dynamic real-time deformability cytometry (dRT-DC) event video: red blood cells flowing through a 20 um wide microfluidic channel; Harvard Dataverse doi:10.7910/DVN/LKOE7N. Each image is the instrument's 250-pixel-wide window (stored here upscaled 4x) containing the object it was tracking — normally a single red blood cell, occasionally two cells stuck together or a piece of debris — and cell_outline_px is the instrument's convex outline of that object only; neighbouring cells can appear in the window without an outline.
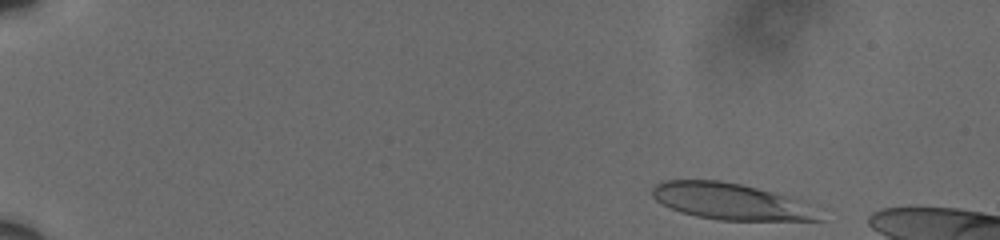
{"species": "human", "species_latin": "Homo sapiens", "temperature_condition": "cold", "stored_images_in_passage": 54, "camera_frame_rate_fps": 3000, "um_per_image_px": 0.085, "donor": {"sex": "male"}, "frame": {"image": 1, "passage_image": 2, "time_ms": 0.333, "image_size_px": [1000, 240], "cell_outline_px": [[824, 220], [720, 220], [696, 216], [680, 212], [656, 200], [652, 196], [652, 188], [656, 184], [664, 180], [720, 180], [740, 184], [772, 192], [800, 200]], "centroid_in_image_um": [62.02, 17.11], "position_along_channel_um": 23.0, "area_um2": 34.74}}
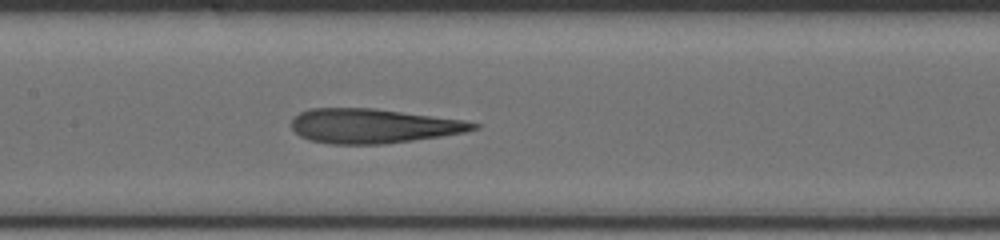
{"frame": {"image": 2, "passage_image": 26, "time_ms": 8.333, "image_size_px": [1000, 240], "cell_outline_px": [[480, 128], [464, 132], [440, 136], [384, 144], [328, 144], [308, 140], [300, 136], [292, 128], [292, 120], [300, 112], [308, 108], [376, 108], [464, 120], [480, 124]], "centroid_in_image_um": [31.71, 10.7], "position_along_channel_um": 175.7, "area_um2": 36.59}}
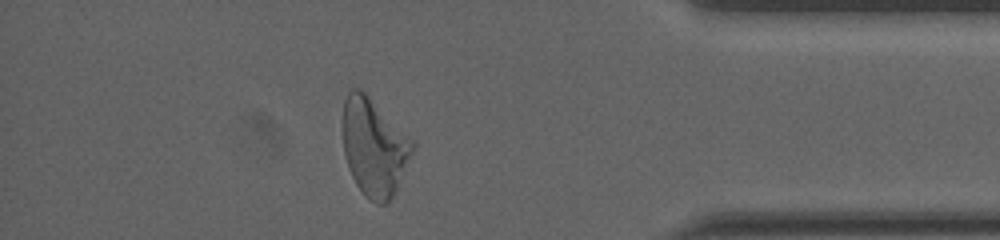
{"frame": {"image": 3, "passage_image": 47, "time_ms": 15.333, "image_size_px": [1000, 240], "cell_outline_px": [[416, 144], [396, 188], [388, 204], [376, 204], [364, 196], [356, 184], [348, 168], [344, 152], [340, 128], [340, 124], [344, 100], [348, 92], [352, 88], [360, 88]], "centroid_in_image_um": [31.73, 12.5], "position_along_channel_um": 403.5, "area_um2": 39.54}}